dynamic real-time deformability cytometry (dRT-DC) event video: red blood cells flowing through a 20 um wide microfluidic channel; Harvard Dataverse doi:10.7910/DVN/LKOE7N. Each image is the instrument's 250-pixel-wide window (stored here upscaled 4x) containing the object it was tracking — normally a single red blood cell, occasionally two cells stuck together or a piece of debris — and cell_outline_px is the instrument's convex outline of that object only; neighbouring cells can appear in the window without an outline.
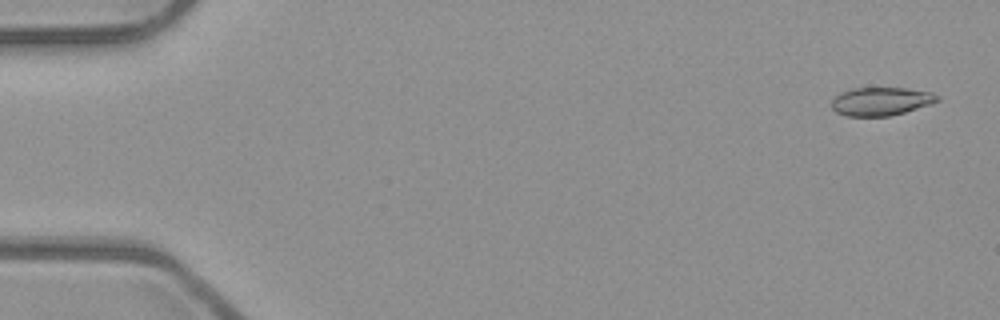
{"species": "common noctule bat (a hibernating species)", "species_latin": "Nyctalus noctula", "temperature_condition": "room temperature", "stored_images_in_passage": 5, "camera_frame_rate_fps": 3000, "um_per_image_px": 0.085, "animal": {"sex": "male", "body_mass_g": 23.1, "forearm_length_mm": 52.7}, "frame": {"image": 1, "passage_image": 1, "time_ms": 0.0, "image_size_px": [1000, 320], "cell_outline_px": [[940, 100], [932, 104], [904, 112], [888, 116], [848, 116], [836, 112], [832, 108], [832, 100], [840, 92], [856, 88], [904, 88], [932, 92], [940, 96]], "centroid_in_image_um": [74.91, 8.61], "position_along_channel_um": 10.1, "area_um2": 17.4}}